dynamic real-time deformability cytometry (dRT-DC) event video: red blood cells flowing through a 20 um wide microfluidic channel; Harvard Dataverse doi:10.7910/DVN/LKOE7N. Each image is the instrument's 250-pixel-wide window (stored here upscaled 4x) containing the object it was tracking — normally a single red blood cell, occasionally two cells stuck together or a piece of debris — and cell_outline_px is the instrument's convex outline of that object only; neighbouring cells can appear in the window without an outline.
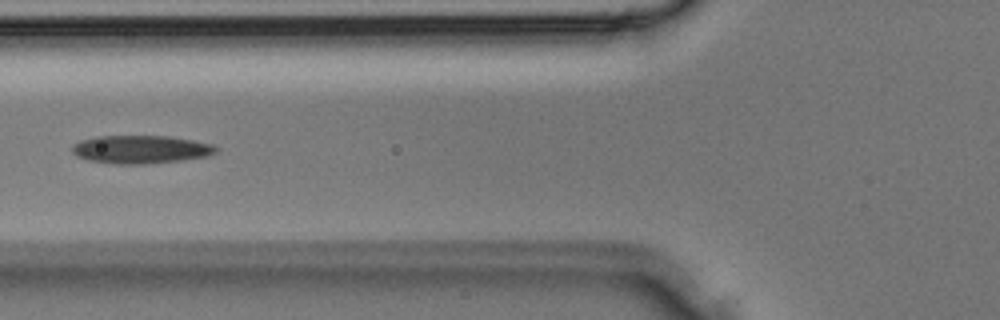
{"species": "Egyptian fruit bat (a non-hibernating species)", "species_latin": "Rousettus aegyptiacus", "temperature_condition": "room temperature", "stored_images_in_passage": 26, "camera_frame_rate_fps": 3000, "um_per_image_px": 0.085, "animal": {"sex": "male"}, "frame": {"image": 1, "passage_image": 4, "time_ms": 1.0, "image_size_px": [1000, 320], "cell_outline_px": [[220, 148], [216, 152], [208, 156], [180, 160], [144, 164], [116, 164], [88, 160], [76, 156], [72, 152], [72, 144], [80, 140], [96, 136], [168, 136], [192, 140], [212, 144]], "centroid_in_image_um": [11.94, 12.69], "position_along_channel_um": 113.9, "area_um2": 23.64}}
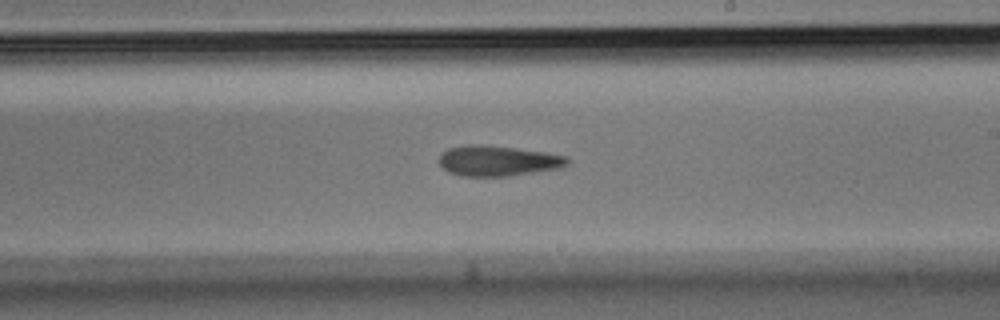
{"frame": {"image": 2, "passage_image": 11, "time_ms": 3.333, "image_size_px": [1000, 320], "cell_outline_px": [[568, 164], [560, 168], [504, 176], [464, 176], [452, 172], [444, 168], [440, 164], [440, 152], [448, 148], [468, 144], [472, 144], [516, 148], [544, 152], [568, 156]], "centroid_in_image_um": [42.32, 13.66], "position_along_channel_um": 246.7, "area_um2": 22.37}}
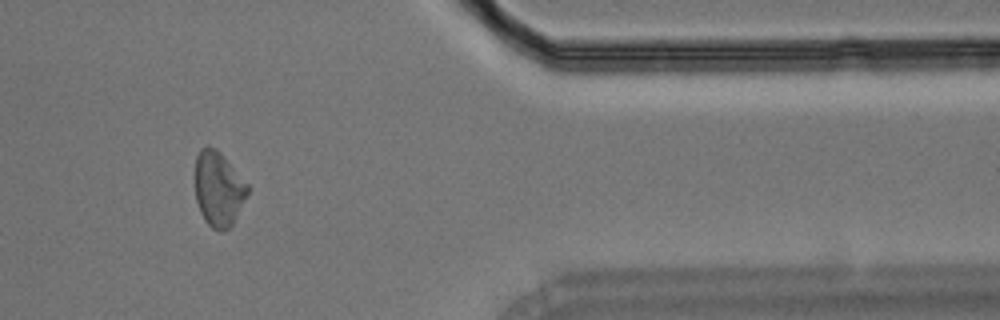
{"frame": {"image": 3, "passage_image": 20, "time_ms": 6.333, "image_size_px": [1000, 320], "cell_outline_px": [[252, 188], [232, 224], [224, 232], [220, 232], [212, 228], [204, 220], [200, 212], [196, 200], [196, 156], [200, 148], [208, 144], [216, 148], [220, 152]], "centroid_in_image_um": [18.59, 16.05], "position_along_channel_um": 392.8, "area_um2": 23.18}}